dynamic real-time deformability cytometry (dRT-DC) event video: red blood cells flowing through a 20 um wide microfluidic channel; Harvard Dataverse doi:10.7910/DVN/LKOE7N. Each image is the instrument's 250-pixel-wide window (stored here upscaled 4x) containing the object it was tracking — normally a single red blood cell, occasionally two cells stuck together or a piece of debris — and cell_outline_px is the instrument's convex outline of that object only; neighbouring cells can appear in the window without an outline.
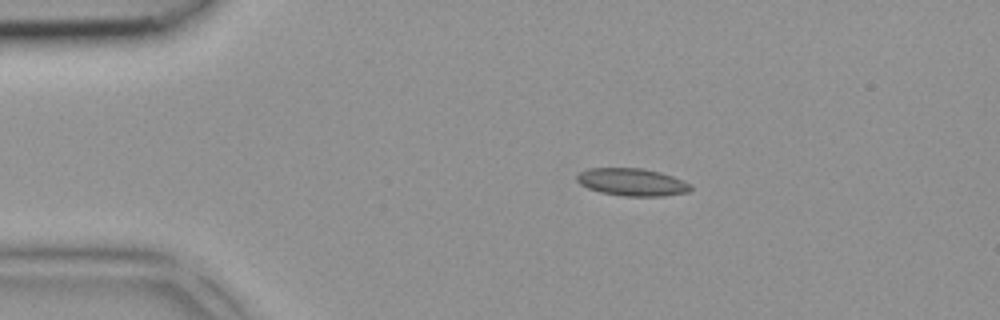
{"species": "common noctule bat (a hibernating species)", "species_latin": "Nyctalus noctula", "temperature_condition": "room temperature", "stored_images_in_passage": 3, "camera_frame_rate_fps": 3000, "um_per_image_px": 0.085, "animal": {"sex": "female", "body_mass_g": 18.4}, "frame": {"image": 1, "passage_image": 2, "time_ms": 0.333, "image_size_px": [1000, 320], "cell_outline_px": [[692, 188], [688, 192], [664, 196], [624, 196], [600, 192], [588, 188], [580, 184], [576, 180], [576, 176], [580, 172], [588, 168], [644, 168], [660, 172], [672, 176], [692, 184]], "centroid_in_image_um": [53.73, 15.48], "position_along_channel_um": 31.3, "area_um2": 18.32}}